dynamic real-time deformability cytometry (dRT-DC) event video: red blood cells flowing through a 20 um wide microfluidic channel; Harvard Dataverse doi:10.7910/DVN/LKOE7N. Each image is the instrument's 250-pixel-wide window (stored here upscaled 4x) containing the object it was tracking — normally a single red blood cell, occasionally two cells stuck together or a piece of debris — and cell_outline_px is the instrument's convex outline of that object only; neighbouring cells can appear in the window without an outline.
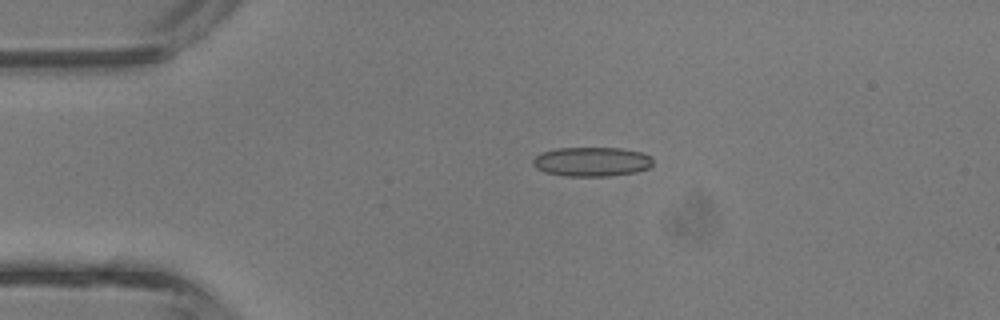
{"species": "common noctule bat (a hibernating species)", "species_latin": "Nyctalus noctula", "temperature_condition": "room temperature", "stored_images_in_passage": 2, "camera_frame_rate_fps": 3000, "um_per_image_px": 0.085, "animal": {"sex": "male", "body_mass_g": 13.3}, "frame": {"image": 1, "passage_image": 1, "time_ms": 0.0, "image_size_px": [1000, 320], "cell_outline_px": [[652, 164], [648, 168], [636, 172], [608, 176], [564, 176], [544, 172], [536, 168], [532, 164], [532, 160], [540, 152], [556, 148], [620, 148], [644, 152], [652, 156]], "centroid_in_image_um": [50.29, 13.74], "position_along_channel_um": 34.7, "area_um2": 20.75}}